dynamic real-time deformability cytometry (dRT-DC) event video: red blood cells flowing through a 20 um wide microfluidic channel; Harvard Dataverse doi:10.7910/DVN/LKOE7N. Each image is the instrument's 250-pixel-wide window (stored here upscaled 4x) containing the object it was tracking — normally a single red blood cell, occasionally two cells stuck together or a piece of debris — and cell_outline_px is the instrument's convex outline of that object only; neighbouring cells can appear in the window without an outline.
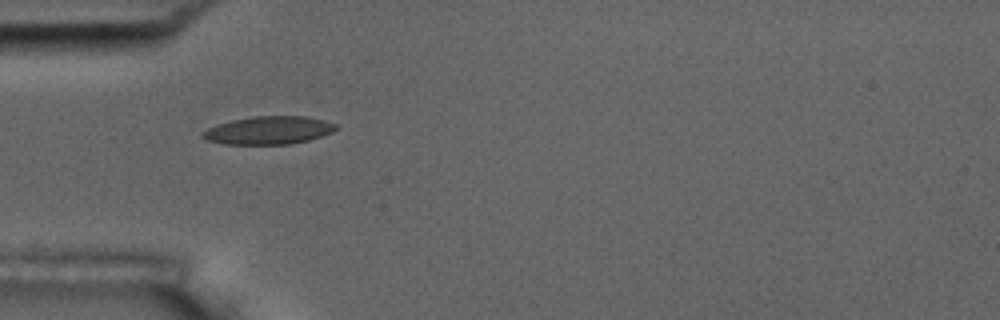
{"species": "common noctule bat (a hibernating species)", "species_latin": "Nyctalus noctula", "temperature_condition": "room temperature", "stored_images_in_passage": 2, "camera_frame_rate_fps": 3000, "um_per_image_px": 0.085, "animal": {"sex": "male", "body_mass_g": 17.5, "forearm_length_mm": 52.3}, "frame": {"image": 1, "passage_image": 1, "time_ms": 0.0, "image_size_px": [1000, 320], "cell_outline_px": [[336, 128], [332, 132], [308, 140], [288, 144], [224, 144], [208, 140], [200, 136], [200, 132], [208, 128], [232, 120], [252, 116], [304, 116], [324, 120], [336, 124]], "centroid_in_image_um": [22.81, 11.07], "position_along_channel_um": 62.2, "area_um2": 21.56}}